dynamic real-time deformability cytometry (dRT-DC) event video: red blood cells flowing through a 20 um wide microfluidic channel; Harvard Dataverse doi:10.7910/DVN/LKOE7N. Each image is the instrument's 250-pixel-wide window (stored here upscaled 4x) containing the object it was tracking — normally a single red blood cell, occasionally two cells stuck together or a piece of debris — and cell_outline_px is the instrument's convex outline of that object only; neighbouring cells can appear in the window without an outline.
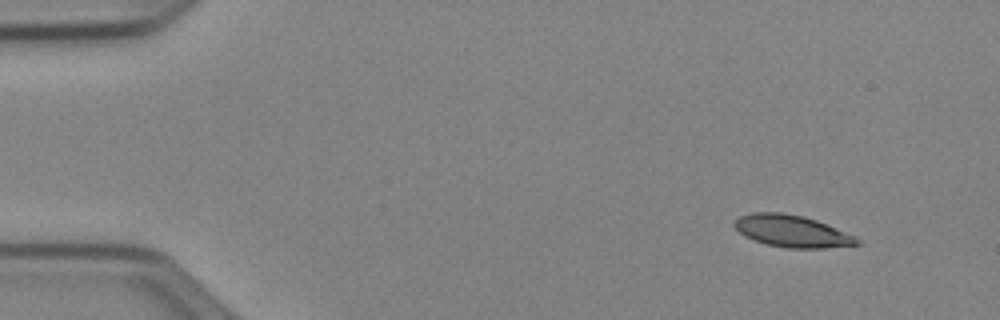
{"species": "Egyptian fruit bat (a non-hibernating species)", "species_latin": "Rousettus aegyptiacus", "temperature_condition": "cold", "stored_images_in_passage": 46, "camera_frame_rate_fps": 3000, "um_per_image_px": 0.085, "animal": {"sex": "female"}, "frame": {"image": 1, "passage_image": 1, "time_ms": 0.0, "image_size_px": [1000, 320], "cell_outline_px": [[860, 244], [824, 248], [788, 248], [768, 244], [744, 236], [732, 224], [740, 216], [752, 212], [780, 212], [804, 216], [816, 220], [856, 236], [860, 240]], "centroid_in_image_um": [67.33, 19.64], "position_along_channel_um": 17.7, "area_um2": 22.66}}
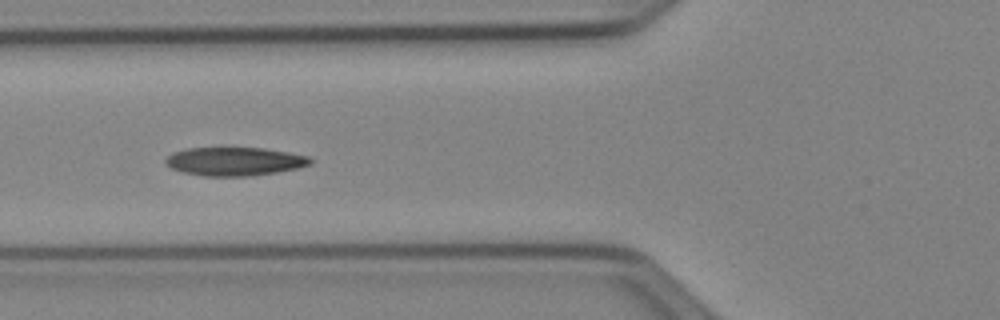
{"frame": {"image": 2, "passage_image": 16, "time_ms": 5.0, "image_size_px": [1000, 320], "cell_outline_px": [[312, 164], [296, 168], [276, 172], [252, 176], [204, 176], [184, 172], [172, 168], [164, 160], [172, 152], [188, 148], [264, 148], [288, 152], [308, 156], [312, 160]], "centroid_in_image_um": [19.95, 13.72], "position_along_channel_um": 105.8, "area_um2": 23.87}}
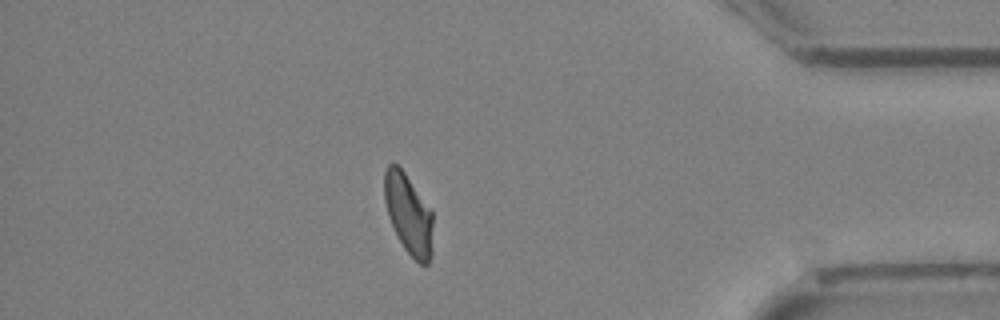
{"frame": {"image": 3, "passage_image": 41, "time_ms": 13.333, "image_size_px": [1000, 320], "cell_outline_px": [[432, 252], [428, 264], [420, 264], [404, 248], [388, 216], [384, 200], [384, 172], [388, 164], [392, 160], [404, 172], [432, 212]], "centroid_in_image_um": [34.71, 18.17], "position_along_channel_um": 400.5, "area_um2": 22.37}, "authors_computed_cell_mechanics": {"area_um2": 23.4668, "velocity_mm_per_s": 3.9466, "shape_relaxation_time_tau1_ms": 7.1799, "shape_relaxation_time_tau2_ms": 1.9324, "deformation_change_tau1": 0.2, "deformation_change_tau2": 0.0702}}